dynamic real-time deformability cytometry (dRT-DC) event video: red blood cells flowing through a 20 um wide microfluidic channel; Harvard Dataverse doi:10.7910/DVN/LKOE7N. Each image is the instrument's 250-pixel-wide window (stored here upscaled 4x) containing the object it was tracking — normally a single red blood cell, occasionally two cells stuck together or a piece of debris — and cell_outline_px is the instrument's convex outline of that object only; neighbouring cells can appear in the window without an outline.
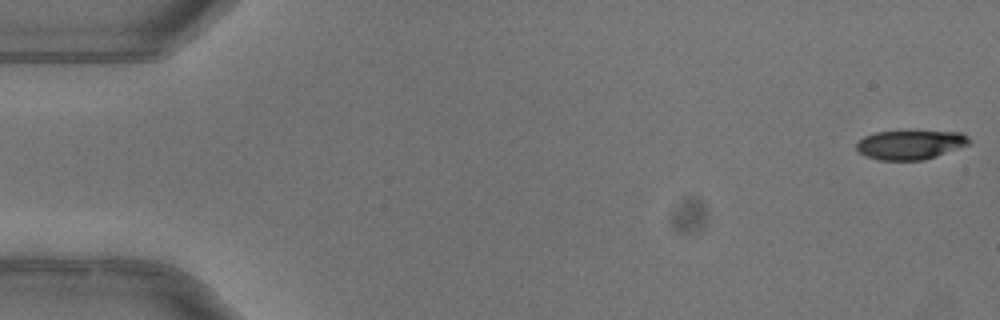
{"species": "common noctule bat (a hibernating species)", "species_latin": "Nyctalus noctula", "temperature_condition": "warm", "stored_images_in_passage": 12, "camera_frame_rate_fps": 3000, "um_per_image_px": 0.085, "animal": {"sex": "female"}, "frame": {"image": 1, "passage_image": 1, "time_ms": 0.0, "image_size_px": [1000, 320], "cell_outline_px": [[972, 140], [968, 144], [936, 156], [924, 160], [880, 160], [864, 156], [856, 148], [856, 144], [864, 136], [876, 132], [900, 128], [908, 128], [960, 132], [968, 136]], "centroid_in_image_um": [77.37, 12.23], "position_along_channel_um": 7.6, "area_um2": 20.17}}